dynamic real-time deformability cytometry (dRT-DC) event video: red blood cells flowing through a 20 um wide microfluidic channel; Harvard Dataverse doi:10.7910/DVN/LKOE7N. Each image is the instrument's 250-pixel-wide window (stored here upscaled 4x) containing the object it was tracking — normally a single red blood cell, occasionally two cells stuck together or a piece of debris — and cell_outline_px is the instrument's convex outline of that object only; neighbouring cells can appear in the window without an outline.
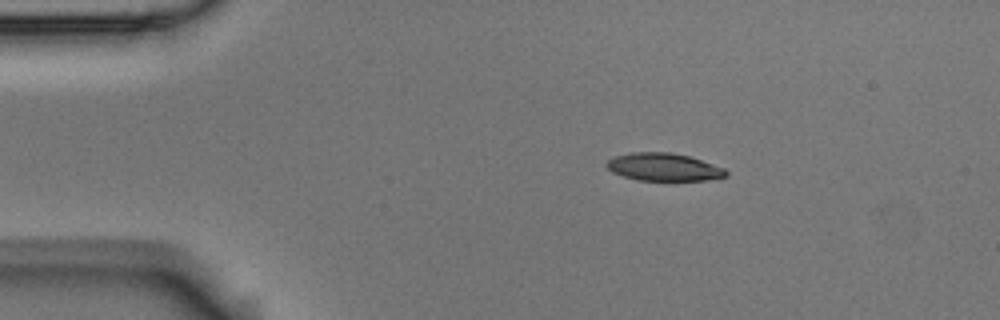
{"species": "Egyptian fruit bat (a non-hibernating species)", "species_latin": "Rousettus aegyptiacus", "temperature_condition": "room temperature", "stored_images_in_passage": 4, "camera_frame_rate_fps": 3000, "um_per_image_px": 0.085, "animal": {"sex": "male"}, "frame": {"image": 1, "passage_image": 1, "time_ms": 0.0, "image_size_px": [1000, 320], "cell_outline_px": [[728, 176], [708, 180], [636, 180], [612, 172], [604, 164], [608, 160], [616, 156], [632, 152], [672, 152], [688, 156], [724, 168], [728, 172]], "centroid_in_image_um": [56.41, 14.2], "position_along_channel_um": 28.6, "area_um2": 19.19}}
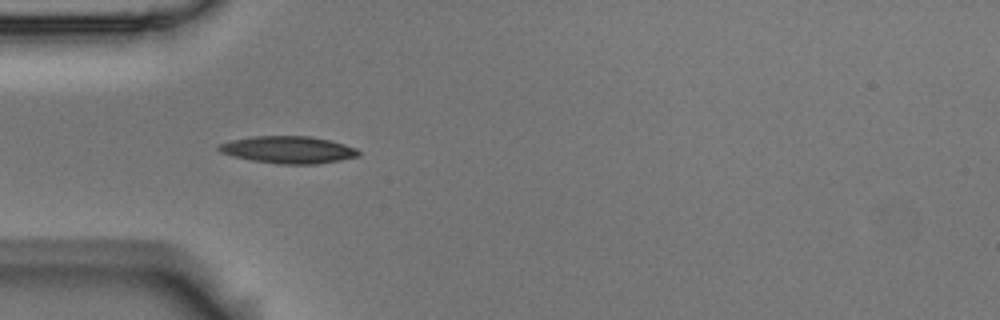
{"frame": {"image": 2, "passage_image": 3, "time_ms": 0.667, "image_size_px": [1000, 320], "cell_outline_px": [[360, 156], [340, 160], [316, 164], [276, 164], [252, 160], [232, 156], [220, 152], [216, 148], [220, 144], [232, 140], [252, 136], [312, 136], [344, 144], [356, 148], [360, 152]], "centroid_in_image_um": [24.5, 12.73], "position_along_channel_um": 60.5, "area_um2": 22.14}}
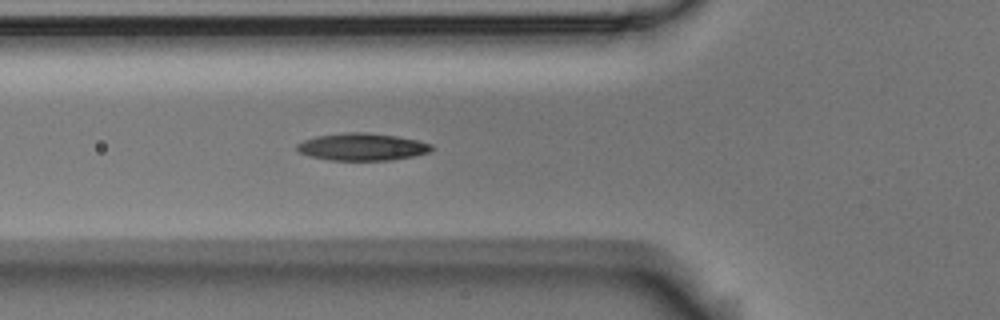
{"frame": {"image": 3, "passage_image": 4, "time_ms": 1.0, "image_size_px": [1000, 320], "cell_outline_px": [[432, 148], [428, 152], [412, 156], [392, 160], [328, 160], [308, 156], [300, 152], [296, 148], [296, 144], [304, 140], [316, 136], [344, 132], [368, 132], [396, 136], [416, 140], [432, 144]], "centroid_in_image_um": [30.74, 12.48], "position_along_channel_um": 95.1, "area_um2": 21.39}}